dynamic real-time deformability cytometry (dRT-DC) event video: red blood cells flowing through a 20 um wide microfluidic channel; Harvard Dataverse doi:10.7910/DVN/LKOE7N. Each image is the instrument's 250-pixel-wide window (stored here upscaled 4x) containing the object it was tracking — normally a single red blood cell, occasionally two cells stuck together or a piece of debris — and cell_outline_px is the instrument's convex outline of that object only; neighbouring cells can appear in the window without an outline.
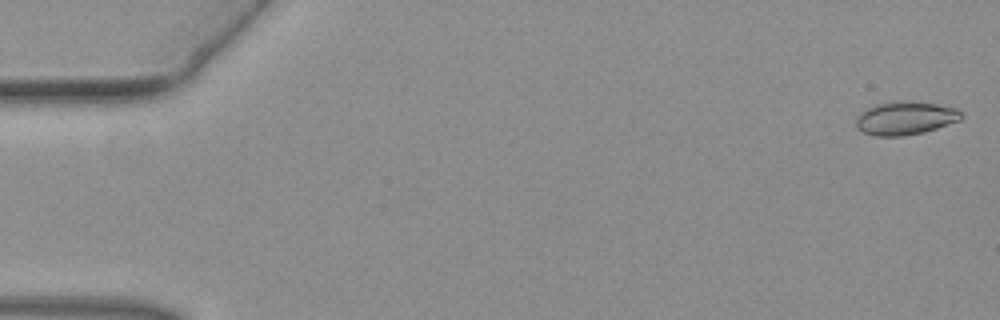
{"species": "common noctule bat (a hibernating species)", "species_latin": "Nyctalus noctula", "temperature_condition": "warm", "stored_images_in_passage": 49, "camera_frame_rate_fps": 3000, "um_per_image_px": 0.085, "animal": {"sex": "female", "body_mass_g": 19.3, "forearm_length_mm": 54.1}, "frame": {"image": 1, "passage_image": 1, "time_ms": 0.0, "image_size_px": [1000, 320], "cell_outline_px": [[964, 116], [960, 120], [924, 132], [900, 136], [876, 136], [864, 132], [856, 128], [856, 116], [864, 108], [888, 100], [916, 100], [956, 108]], "centroid_in_image_um": [76.91, 10.01], "position_along_channel_um": 8.1, "area_um2": 20.87}}
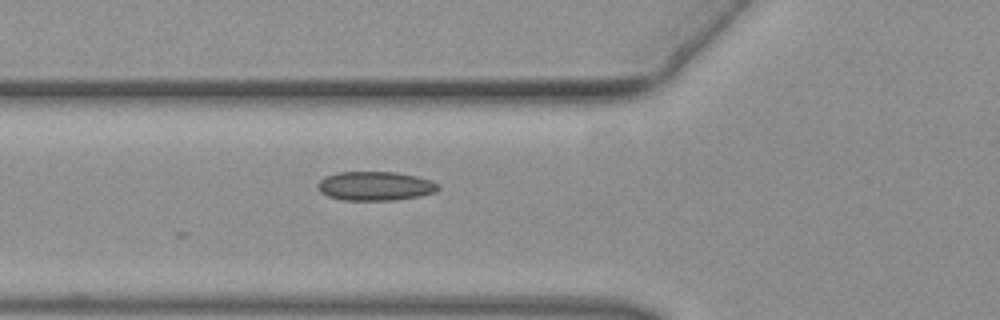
{"frame": {"image": 2, "passage_image": 18, "time_ms": 5.667, "image_size_px": [1000, 320], "cell_outline_px": [[440, 188], [436, 192], [420, 196], [396, 200], [344, 200], [328, 196], [320, 192], [316, 184], [324, 176], [340, 172], [396, 172], [416, 176], [432, 180], [440, 184]], "centroid_in_image_um": [31.92, 15.81], "position_along_channel_um": 93.9, "area_um2": 20.58}}
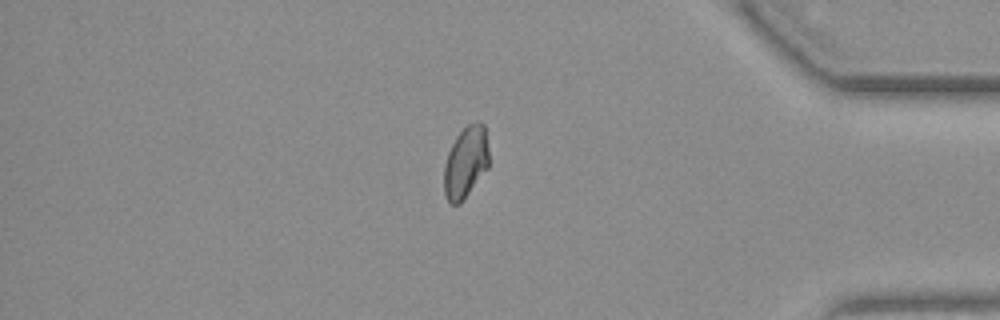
{"frame": {"image": 3, "passage_image": 42, "time_ms": 13.667, "image_size_px": [1000, 320], "cell_outline_px": [[488, 168], [460, 204], [452, 204], [448, 200], [444, 192], [444, 164], [448, 152], [456, 136], [468, 124], [480, 120], [484, 124], [488, 148]], "centroid_in_image_um": [39.59, 13.78], "position_along_channel_um": 395.6, "area_um2": 18.73}}